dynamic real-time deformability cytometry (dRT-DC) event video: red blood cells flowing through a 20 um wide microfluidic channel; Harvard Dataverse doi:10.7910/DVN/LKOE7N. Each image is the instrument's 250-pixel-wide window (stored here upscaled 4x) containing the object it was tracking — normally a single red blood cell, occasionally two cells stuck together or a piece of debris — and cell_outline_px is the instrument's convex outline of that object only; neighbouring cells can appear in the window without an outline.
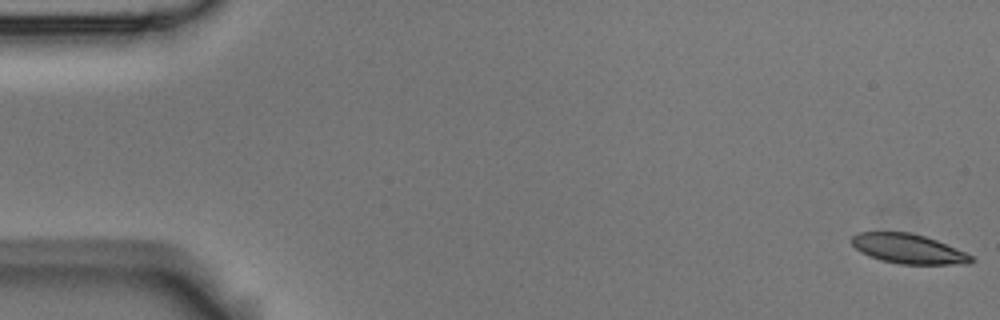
{"species": "Egyptian fruit bat (a non-hibernating species)", "species_latin": "Rousettus aegyptiacus", "temperature_condition": "room temperature", "stored_images_in_passage": 5, "camera_frame_rate_fps": 3000, "um_per_image_px": 0.085, "animal": {"sex": "male"}, "frame": {"image": 1, "passage_image": 1, "time_ms": 0.0, "image_size_px": [1000, 320], "cell_outline_px": [[976, 260], [968, 264], [900, 264], [880, 260], [868, 256], [860, 252], [852, 244], [852, 236], [860, 232], [912, 232], [936, 240], [964, 252], [972, 256]], "centroid_in_image_um": [77.2, 21.15], "position_along_channel_um": 7.8, "area_um2": 20.58}}
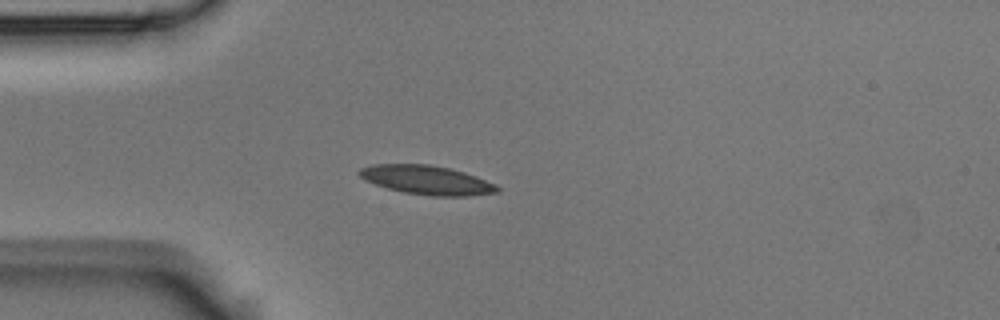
{"frame": {"image": 2, "passage_image": 5, "time_ms": 1.333, "image_size_px": [1000, 320], "cell_outline_px": [[500, 192], [468, 196], [432, 196], [404, 192], [388, 188], [364, 180], [356, 172], [360, 168], [372, 164], [428, 164], [448, 168], [464, 172], [476, 176], [496, 184], [500, 188]], "centroid_in_image_um": [36.28, 15.3], "position_along_channel_um": 48.7, "area_um2": 23.35}}